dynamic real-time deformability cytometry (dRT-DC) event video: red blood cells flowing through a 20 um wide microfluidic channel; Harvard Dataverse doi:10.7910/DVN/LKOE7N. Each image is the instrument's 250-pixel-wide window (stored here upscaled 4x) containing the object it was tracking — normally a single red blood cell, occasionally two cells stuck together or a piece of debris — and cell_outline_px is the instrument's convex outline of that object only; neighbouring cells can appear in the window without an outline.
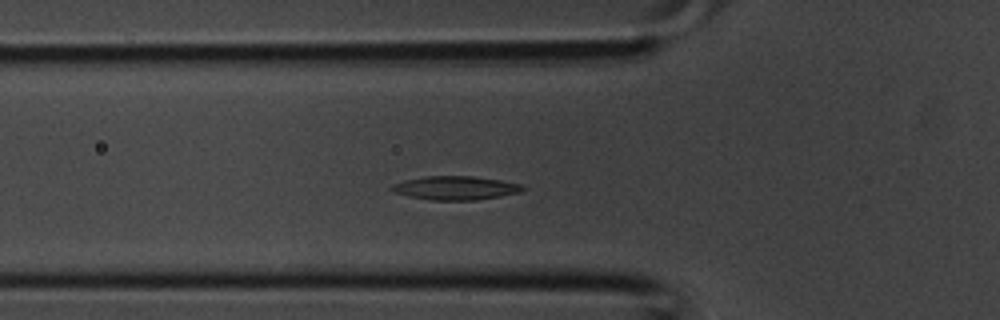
{"species": "common noctule bat (a hibernating species)", "species_latin": "Nyctalus noctula", "temperature_condition": "room temperature", "stored_images_in_passage": 25, "camera_frame_rate_fps": 3000, "um_per_image_px": 0.085, "animal": {"sex": "male", "body_mass_g": 20.1, "forearm_length_mm": 53.5}, "frame": {"image": 1, "passage_image": 8, "time_ms": 2.333, "image_size_px": [1000, 320], "cell_outline_px": [[528, 188], [520, 192], [500, 196], [476, 200], [428, 200], [408, 196], [396, 192], [388, 188], [392, 184], [404, 180], [424, 176], [472, 176], [500, 180], [520, 184]], "centroid_in_image_um": [38.7, 15.97], "position_along_channel_um": 87.1, "area_um2": 18.15}}
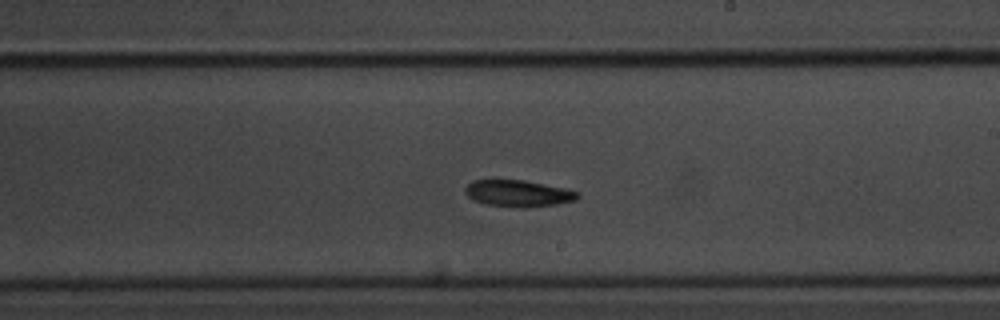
{"frame": {"image": 2, "passage_image": 17, "time_ms": 5.333, "image_size_px": [1000, 320], "cell_outline_px": [[580, 196], [576, 200], [556, 204], [484, 204], [472, 200], [464, 192], [464, 188], [472, 180], [524, 180], [564, 188], [580, 192]], "centroid_in_image_um": [44.01, 16.38], "position_along_channel_um": 245.0, "area_um2": 16.47}}
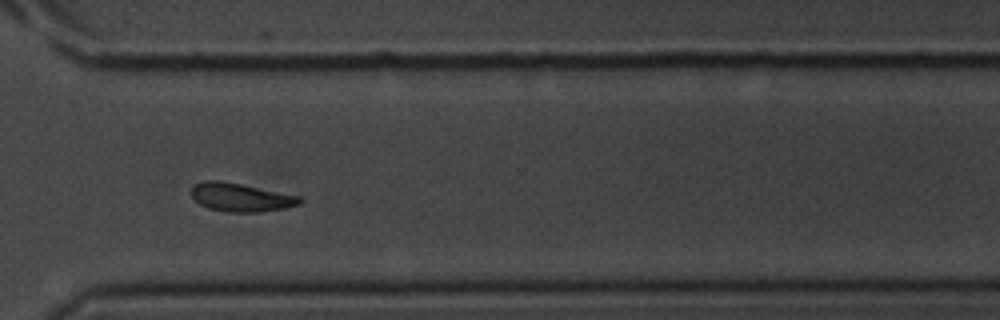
{"frame": {"image": 3, "passage_image": 23, "time_ms": 7.333, "image_size_px": [1000, 320], "cell_outline_px": [[304, 200], [300, 204], [284, 208], [256, 212], [228, 212], [208, 208], [200, 204], [192, 196], [192, 188], [196, 184], [204, 180], [216, 180], [240, 184], [300, 196]], "centroid_in_image_um": [20.48, 16.78], "position_along_channel_um": 350.1, "area_um2": 17.69}}